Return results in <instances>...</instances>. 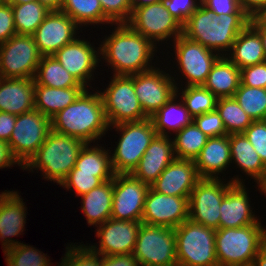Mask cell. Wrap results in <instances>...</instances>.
I'll return each instance as SVG.
<instances>
[{
    "label": "cell",
    "mask_w": 266,
    "mask_h": 266,
    "mask_svg": "<svg viewBox=\"0 0 266 266\" xmlns=\"http://www.w3.org/2000/svg\"><path fill=\"white\" fill-rule=\"evenodd\" d=\"M114 26L112 34L106 35L99 46L100 59L111 67L113 75L129 76L155 68L151 63L158 47L127 23Z\"/></svg>",
    "instance_id": "1"
},
{
    "label": "cell",
    "mask_w": 266,
    "mask_h": 266,
    "mask_svg": "<svg viewBox=\"0 0 266 266\" xmlns=\"http://www.w3.org/2000/svg\"><path fill=\"white\" fill-rule=\"evenodd\" d=\"M110 129L99 91L85 89L79 97L51 118V130L85 143L101 140Z\"/></svg>",
    "instance_id": "2"
},
{
    "label": "cell",
    "mask_w": 266,
    "mask_h": 266,
    "mask_svg": "<svg viewBox=\"0 0 266 266\" xmlns=\"http://www.w3.org/2000/svg\"><path fill=\"white\" fill-rule=\"evenodd\" d=\"M249 21L250 17L247 14L215 15L213 11L200 4L182 26V35L217 52L220 56H225Z\"/></svg>",
    "instance_id": "3"
},
{
    "label": "cell",
    "mask_w": 266,
    "mask_h": 266,
    "mask_svg": "<svg viewBox=\"0 0 266 266\" xmlns=\"http://www.w3.org/2000/svg\"><path fill=\"white\" fill-rule=\"evenodd\" d=\"M85 144L81 139L51 130L36 154L23 167V171L40 170L44 179L60 185L75 167Z\"/></svg>",
    "instance_id": "4"
},
{
    "label": "cell",
    "mask_w": 266,
    "mask_h": 266,
    "mask_svg": "<svg viewBox=\"0 0 266 266\" xmlns=\"http://www.w3.org/2000/svg\"><path fill=\"white\" fill-rule=\"evenodd\" d=\"M266 226L261 221L239 228H219L215 234L218 266L252 264L266 245Z\"/></svg>",
    "instance_id": "5"
},
{
    "label": "cell",
    "mask_w": 266,
    "mask_h": 266,
    "mask_svg": "<svg viewBox=\"0 0 266 266\" xmlns=\"http://www.w3.org/2000/svg\"><path fill=\"white\" fill-rule=\"evenodd\" d=\"M111 127L120 135L111 154L112 169L115 174H131L157 132L150 118L120 123L110 126V129Z\"/></svg>",
    "instance_id": "6"
},
{
    "label": "cell",
    "mask_w": 266,
    "mask_h": 266,
    "mask_svg": "<svg viewBox=\"0 0 266 266\" xmlns=\"http://www.w3.org/2000/svg\"><path fill=\"white\" fill-rule=\"evenodd\" d=\"M174 231L178 266H218L215 229L188 219Z\"/></svg>",
    "instance_id": "7"
},
{
    "label": "cell",
    "mask_w": 266,
    "mask_h": 266,
    "mask_svg": "<svg viewBox=\"0 0 266 266\" xmlns=\"http://www.w3.org/2000/svg\"><path fill=\"white\" fill-rule=\"evenodd\" d=\"M100 95L109 126L124 122H138L149 118L134 90L133 75H113Z\"/></svg>",
    "instance_id": "8"
},
{
    "label": "cell",
    "mask_w": 266,
    "mask_h": 266,
    "mask_svg": "<svg viewBox=\"0 0 266 266\" xmlns=\"http://www.w3.org/2000/svg\"><path fill=\"white\" fill-rule=\"evenodd\" d=\"M243 181L245 179L239 178V174L224 182L221 178H201L189 197L188 219L215 230L219 229V211L227 189L233 183H244Z\"/></svg>",
    "instance_id": "9"
},
{
    "label": "cell",
    "mask_w": 266,
    "mask_h": 266,
    "mask_svg": "<svg viewBox=\"0 0 266 266\" xmlns=\"http://www.w3.org/2000/svg\"><path fill=\"white\" fill-rule=\"evenodd\" d=\"M133 255L139 266H178L174 228L141 222Z\"/></svg>",
    "instance_id": "10"
},
{
    "label": "cell",
    "mask_w": 266,
    "mask_h": 266,
    "mask_svg": "<svg viewBox=\"0 0 266 266\" xmlns=\"http://www.w3.org/2000/svg\"><path fill=\"white\" fill-rule=\"evenodd\" d=\"M41 57L32 35L16 34L0 44V77L34 79Z\"/></svg>",
    "instance_id": "11"
},
{
    "label": "cell",
    "mask_w": 266,
    "mask_h": 266,
    "mask_svg": "<svg viewBox=\"0 0 266 266\" xmlns=\"http://www.w3.org/2000/svg\"><path fill=\"white\" fill-rule=\"evenodd\" d=\"M50 131L51 119L36 109L16 115L8 143L13 155L23 167L36 154Z\"/></svg>",
    "instance_id": "12"
},
{
    "label": "cell",
    "mask_w": 266,
    "mask_h": 266,
    "mask_svg": "<svg viewBox=\"0 0 266 266\" xmlns=\"http://www.w3.org/2000/svg\"><path fill=\"white\" fill-rule=\"evenodd\" d=\"M127 24L137 33L150 39L156 46L182 35V25L170 14L164 2L136 7Z\"/></svg>",
    "instance_id": "13"
},
{
    "label": "cell",
    "mask_w": 266,
    "mask_h": 266,
    "mask_svg": "<svg viewBox=\"0 0 266 266\" xmlns=\"http://www.w3.org/2000/svg\"><path fill=\"white\" fill-rule=\"evenodd\" d=\"M171 45L175 53L179 73L185 78V86H203L212 66L220 57L202 44L183 35L177 37ZM178 63V64H177Z\"/></svg>",
    "instance_id": "14"
},
{
    "label": "cell",
    "mask_w": 266,
    "mask_h": 266,
    "mask_svg": "<svg viewBox=\"0 0 266 266\" xmlns=\"http://www.w3.org/2000/svg\"><path fill=\"white\" fill-rule=\"evenodd\" d=\"M176 79L160 67L134 74L136 96L149 118L176 94Z\"/></svg>",
    "instance_id": "15"
},
{
    "label": "cell",
    "mask_w": 266,
    "mask_h": 266,
    "mask_svg": "<svg viewBox=\"0 0 266 266\" xmlns=\"http://www.w3.org/2000/svg\"><path fill=\"white\" fill-rule=\"evenodd\" d=\"M149 188L131 174H115L111 218L141 222Z\"/></svg>",
    "instance_id": "16"
},
{
    "label": "cell",
    "mask_w": 266,
    "mask_h": 266,
    "mask_svg": "<svg viewBox=\"0 0 266 266\" xmlns=\"http://www.w3.org/2000/svg\"><path fill=\"white\" fill-rule=\"evenodd\" d=\"M188 218L189 197L164 195L149 188L142 223L175 229Z\"/></svg>",
    "instance_id": "17"
},
{
    "label": "cell",
    "mask_w": 266,
    "mask_h": 266,
    "mask_svg": "<svg viewBox=\"0 0 266 266\" xmlns=\"http://www.w3.org/2000/svg\"><path fill=\"white\" fill-rule=\"evenodd\" d=\"M77 37L53 56L83 87L88 89L91 84L89 82L94 80V72L101 61L100 47L97 49L89 41Z\"/></svg>",
    "instance_id": "18"
},
{
    "label": "cell",
    "mask_w": 266,
    "mask_h": 266,
    "mask_svg": "<svg viewBox=\"0 0 266 266\" xmlns=\"http://www.w3.org/2000/svg\"><path fill=\"white\" fill-rule=\"evenodd\" d=\"M81 27L66 13L50 11L32 34L39 53L52 56L66 44L73 42Z\"/></svg>",
    "instance_id": "19"
},
{
    "label": "cell",
    "mask_w": 266,
    "mask_h": 266,
    "mask_svg": "<svg viewBox=\"0 0 266 266\" xmlns=\"http://www.w3.org/2000/svg\"><path fill=\"white\" fill-rule=\"evenodd\" d=\"M141 222L110 218L97 226L99 244L87 246L102 256L133 253ZM99 227V228H98Z\"/></svg>",
    "instance_id": "20"
},
{
    "label": "cell",
    "mask_w": 266,
    "mask_h": 266,
    "mask_svg": "<svg viewBox=\"0 0 266 266\" xmlns=\"http://www.w3.org/2000/svg\"><path fill=\"white\" fill-rule=\"evenodd\" d=\"M200 179L193 160L175 158L150 187L164 195L190 197Z\"/></svg>",
    "instance_id": "21"
},
{
    "label": "cell",
    "mask_w": 266,
    "mask_h": 266,
    "mask_svg": "<svg viewBox=\"0 0 266 266\" xmlns=\"http://www.w3.org/2000/svg\"><path fill=\"white\" fill-rule=\"evenodd\" d=\"M18 191L5 190L0 194V241L3 253L21 242L12 237L21 235L26 224L27 207Z\"/></svg>",
    "instance_id": "22"
},
{
    "label": "cell",
    "mask_w": 266,
    "mask_h": 266,
    "mask_svg": "<svg viewBox=\"0 0 266 266\" xmlns=\"http://www.w3.org/2000/svg\"><path fill=\"white\" fill-rule=\"evenodd\" d=\"M244 183H233L220 206L219 228H239L257 223L260 219L252 210Z\"/></svg>",
    "instance_id": "23"
},
{
    "label": "cell",
    "mask_w": 266,
    "mask_h": 266,
    "mask_svg": "<svg viewBox=\"0 0 266 266\" xmlns=\"http://www.w3.org/2000/svg\"><path fill=\"white\" fill-rule=\"evenodd\" d=\"M171 136L156 135L154 137L131 173L133 177L148 185L158 179L163 170L176 158Z\"/></svg>",
    "instance_id": "24"
},
{
    "label": "cell",
    "mask_w": 266,
    "mask_h": 266,
    "mask_svg": "<svg viewBox=\"0 0 266 266\" xmlns=\"http://www.w3.org/2000/svg\"><path fill=\"white\" fill-rule=\"evenodd\" d=\"M35 80L0 77V112L20 115L35 109Z\"/></svg>",
    "instance_id": "25"
},
{
    "label": "cell",
    "mask_w": 266,
    "mask_h": 266,
    "mask_svg": "<svg viewBox=\"0 0 266 266\" xmlns=\"http://www.w3.org/2000/svg\"><path fill=\"white\" fill-rule=\"evenodd\" d=\"M231 162L229 135L209 137L194 160L200 178L211 179L221 178L219 173L225 174Z\"/></svg>",
    "instance_id": "26"
},
{
    "label": "cell",
    "mask_w": 266,
    "mask_h": 266,
    "mask_svg": "<svg viewBox=\"0 0 266 266\" xmlns=\"http://www.w3.org/2000/svg\"><path fill=\"white\" fill-rule=\"evenodd\" d=\"M225 56L239 69L266 61L259 33L248 24L237 36Z\"/></svg>",
    "instance_id": "27"
},
{
    "label": "cell",
    "mask_w": 266,
    "mask_h": 266,
    "mask_svg": "<svg viewBox=\"0 0 266 266\" xmlns=\"http://www.w3.org/2000/svg\"><path fill=\"white\" fill-rule=\"evenodd\" d=\"M81 211L86 217L89 226L103 224L111 218L113 203V179L93 188L90 192L81 195Z\"/></svg>",
    "instance_id": "28"
},
{
    "label": "cell",
    "mask_w": 266,
    "mask_h": 266,
    "mask_svg": "<svg viewBox=\"0 0 266 266\" xmlns=\"http://www.w3.org/2000/svg\"><path fill=\"white\" fill-rule=\"evenodd\" d=\"M240 84V69L226 56H220L211 68L203 87L218 99L233 97Z\"/></svg>",
    "instance_id": "29"
},
{
    "label": "cell",
    "mask_w": 266,
    "mask_h": 266,
    "mask_svg": "<svg viewBox=\"0 0 266 266\" xmlns=\"http://www.w3.org/2000/svg\"><path fill=\"white\" fill-rule=\"evenodd\" d=\"M150 119L157 135L163 136H170L171 131L176 133L193 122V117L177 93L155 112Z\"/></svg>",
    "instance_id": "30"
},
{
    "label": "cell",
    "mask_w": 266,
    "mask_h": 266,
    "mask_svg": "<svg viewBox=\"0 0 266 266\" xmlns=\"http://www.w3.org/2000/svg\"><path fill=\"white\" fill-rule=\"evenodd\" d=\"M85 87L53 88L35 85V109L51 119L73 103Z\"/></svg>",
    "instance_id": "31"
},
{
    "label": "cell",
    "mask_w": 266,
    "mask_h": 266,
    "mask_svg": "<svg viewBox=\"0 0 266 266\" xmlns=\"http://www.w3.org/2000/svg\"><path fill=\"white\" fill-rule=\"evenodd\" d=\"M231 163L256 182L266 173V165L243 133L229 134Z\"/></svg>",
    "instance_id": "32"
},
{
    "label": "cell",
    "mask_w": 266,
    "mask_h": 266,
    "mask_svg": "<svg viewBox=\"0 0 266 266\" xmlns=\"http://www.w3.org/2000/svg\"><path fill=\"white\" fill-rule=\"evenodd\" d=\"M96 145L89 143L84 145L73 169H79V172L96 173V177L103 182L112 180L115 173L111 164V151L99 146L98 143Z\"/></svg>",
    "instance_id": "33"
},
{
    "label": "cell",
    "mask_w": 266,
    "mask_h": 266,
    "mask_svg": "<svg viewBox=\"0 0 266 266\" xmlns=\"http://www.w3.org/2000/svg\"><path fill=\"white\" fill-rule=\"evenodd\" d=\"M70 16L80 27L114 23L103 13L100 0H64L60 10Z\"/></svg>",
    "instance_id": "34"
},
{
    "label": "cell",
    "mask_w": 266,
    "mask_h": 266,
    "mask_svg": "<svg viewBox=\"0 0 266 266\" xmlns=\"http://www.w3.org/2000/svg\"><path fill=\"white\" fill-rule=\"evenodd\" d=\"M34 80L35 85L53 88L83 87L53 55L41 57Z\"/></svg>",
    "instance_id": "35"
},
{
    "label": "cell",
    "mask_w": 266,
    "mask_h": 266,
    "mask_svg": "<svg viewBox=\"0 0 266 266\" xmlns=\"http://www.w3.org/2000/svg\"><path fill=\"white\" fill-rule=\"evenodd\" d=\"M194 122L185 126L173 136L174 155L176 158L195 160L208 140Z\"/></svg>",
    "instance_id": "36"
},
{
    "label": "cell",
    "mask_w": 266,
    "mask_h": 266,
    "mask_svg": "<svg viewBox=\"0 0 266 266\" xmlns=\"http://www.w3.org/2000/svg\"><path fill=\"white\" fill-rule=\"evenodd\" d=\"M17 34L32 35L50 10L38 1L11 4Z\"/></svg>",
    "instance_id": "37"
},
{
    "label": "cell",
    "mask_w": 266,
    "mask_h": 266,
    "mask_svg": "<svg viewBox=\"0 0 266 266\" xmlns=\"http://www.w3.org/2000/svg\"><path fill=\"white\" fill-rule=\"evenodd\" d=\"M216 110L222 118L227 134L243 133L253 119L247 115L234 97L219 98Z\"/></svg>",
    "instance_id": "38"
},
{
    "label": "cell",
    "mask_w": 266,
    "mask_h": 266,
    "mask_svg": "<svg viewBox=\"0 0 266 266\" xmlns=\"http://www.w3.org/2000/svg\"><path fill=\"white\" fill-rule=\"evenodd\" d=\"M176 93L181 94L180 98L193 118L216 110L218 98L203 86L177 87Z\"/></svg>",
    "instance_id": "39"
},
{
    "label": "cell",
    "mask_w": 266,
    "mask_h": 266,
    "mask_svg": "<svg viewBox=\"0 0 266 266\" xmlns=\"http://www.w3.org/2000/svg\"><path fill=\"white\" fill-rule=\"evenodd\" d=\"M233 97L253 121L266 120V88L248 87L240 82Z\"/></svg>",
    "instance_id": "40"
},
{
    "label": "cell",
    "mask_w": 266,
    "mask_h": 266,
    "mask_svg": "<svg viewBox=\"0 0 266 266\" xmlns=\"http://www.w3.org/2000/svg\"><path fill=\"white\" fill-rule=\"evenodd\" d=\"M35 247L28 244L20 243L19 245L9 248L4 252L17 266H50V257ZM48 257V258H47Z\"/></svg>",
    "instance_id": "41"
},
{
    "label": "cell",
    "mask_w": 266,
    "mask_h": 266,
    "mask_svg": "<svg viewBox=\"0 0 266 266\" xmlns=\"http://www.w3.org/2000/svg\"><path fill=\"white\" fill-rule=\"evenodd\" d=\"M70 246V247H69ZM57 266H101V255L85 244L66 246V253Z\"/></svg>",
    "instance_id": "42"
},
{
    "label": "cell",
    "mask_w": 266,
    "mask_h": 266,
    "mask_svg": "<svg viewBox=\"0 0 266 266\" xmlns=\"http://www.w3.org/2000/svg\"><path fill=\"white\" fill-rule=\"evenodd\" d=\"M102 183L103 181L96 177V173L79 172V169H72L61 182L60 187L72 190L76 196H81Z\"/></svg>",
    "instance_id": "43"
},
{
    "label": "cell",
    "mask_w": 266,
    "mask_h": 266,
    "mask_svg": "<svg viewBox=\"0 0 266 266\" xmlns=\"http://www.w3.org/2000/svg\"><path fill=\"white\" fill-rule=\"evenodd\" d=\"M103 13L114 23H127L133 8L130 0H100Z\"/></svg>",
    "instance_id": "44"
},
{
    "label": "cell",
    "mask_w": 266,
    "mask_h": 266,
    "mask_svg": "<svg viewBox=\"0 0 266 266\" xmlns=\"http://www.w3.org/2000/svg\"><path fill=\"white\" fill-rule=\"evenodd\" d=\"M193 122L208 137L228 135L217 110L195 116Z\"/></svg>",
    "instance_id": "45"
},
{
    "label": "cell",
    "mask_w": 266,
    "mask_h": 266,
    "mask_svg": "<svg viewBox=\"0 0 266 266\" xmlns=\"http://www.w3.org/2000/svg\"><path fill=\"white\" fill-rule=\"evenodd\" d=\"M243 134L266 165V120L253 121Z\"/></svg>",
    "instance_id": "46"
},
{
    "label": "cell",
    "mask_w": 266,
    "mask_h": 266,
    "mask_svg": "<svg viewBox=\"0 0 266 266\" xmlns=\"http://www.w3.org/2000/svg\"><path fill=\"white\" fill-rule=\"evenodd\" d=\"M170 14L183 26L199 8L201 0H163Z\"/></svg>",
    "instance_id": "47"
},
{
    "label": "cell",
    "mask_w": 266,
    "mask_h": 266,
    "mask_svg": "<svg viewBox=\"0 0 266 266\" xmlns=\"http://www.w3.org/2000/svg\"><path fill=\"white\" fill-rule=\"evenodd\" d=\"M240 82L248 87L266 88V61L240 69Z\"/></svg>",
    "instance_id": "48"
},
{
    "label": "cell",
    "mask_w": 266,
    "mask_h": 266,
    "mask_svg": "<svg viewBox=\"0 0 266 266\" xmlns=\"http://www.w3.org/2000/svg\"><path fill=\"white\" fill-rule=\"evenodd\" d=\"M16 34L11 4L0 3V44Z\"/></svg>",
    "instance_id": "49"
},
{
    "label": "cell",
    "mask_w": 266,
    "mask_h": 266,
    "mask_svg": "<svg viewBox=\"0 0 266 266\" xmlns=\"http://www.w3.org/2000/svg\"><path fill=\"white\" fill-rule=\"evenodd\" d=\"M201 4L213 11L215 15L246 14L240 8L238 0H201Z\"/></svg>",
    "instance_id": "50"
},
{
    "label": "cell",
    "mask_w": 266,
    "mask_h": 266,
    "mask_svg": "<svg viewBox=\"0 0 266 266\" xmlns=\"http://www.w3.org/2000/svg\"><path fill=\"white\" fill-rule=\"evenodd\" d=\"M101 266H139V263L133 253L110 256L101 255Z\"/></svg>",
    "instance_id": "51"
},
{
    "label": "cell",
    "mask_w": 266,
    "mask_h": 266,
    "mask_svg": "<svg viewBox=\"0 0 266 266\" xmlns=\"http://www.w3.org/2000/svg\"><path fill=\"white\" fill-rule=\"evenodd\" d=\"M15 122L16 115L0 112V140L9 141Z\"/></svg>",
    "instance_id": "52"
},
{
    "label": "cell",
    "mask_w": 266,
    "mask_h": 266,
    "mask_svg": "<svg viewBox=\"0 0 266 266\" xmlns=\"http://www.w3.org/2000/svg\"><path fill=\"white\" fill-rule=\"evenodd\" d=\"M15 164L20 166L23 170V166L13 155L9 143L7 141L0 140V169L12 167Z\"/></svg>",
    "instance_id": "53"
},
{
    "label": "cell",
    "mask_w": 266,
    "mask_h": 266,
    "mask_svg": "<svg viewBox=\"0 0 266 266\" xmlns=\"http://www.w3.org/2000/svg\"><path fill=\"white\" fill-rule=\"evenodd\" d=\"M240 8L251 18L266 6V0H238Z\"/></svg>",
    "instance_id": "54"
},
{
    "label": "cell",
    "mask_w": 266,
    "mask_h": 266,
    "mask_svg": "<svg viewBox=\"0 0 266 266\" xmlns=\"http://www.w3.org/2000/svg\"><path fill=\"white\" fill-rule=\"evenodd\" d=\"M249 24L259 33L266 55V27L261 26L253 17L250 18Z\"/></svg>",
    "instance_id": "55"
},
{
    "label": "cell",
    "mask_w": 266,
    "mask_h": 266,
    "mask_svg": "<svg viewBox=\"0 0 266 266\" xmlns=\"http://www.w3.org/2000/svg\"><path fill=\"white\" fill-rule=\"evenodd\" d=\"M42 5L46 6L50 11H60L64 0H37Z\"/></svg>",
    "instance_id": "56"
},
{
    "label": "cell",
    "mask_w": 266,
    "mask_h": 266,
    "mask_svg": "<svg viewBox=\"0 0 266 266\" xmlns=\"http://www.w3.org/2000/svg\"><path fill=\"white\" fill-rule=\"evenodd\" d=\"M252 266H266V245L259 251L252 262Z\"/></svg>",
    "instance_id": "57"
},
{
    "label": "cell",
    "mask_w": 266,
    "mask_h": 266,
    "mask_svg": "<svg viewBox=\"0 0 266 266\" xmlns=\"http://www.w3.org/2000/svg\"><path fill=\"white\" fill-rule=\"evenodd\" d=\"M163 0H130L133 10L136 7L149 5L152 3L162 2Z\"/></svg>",
    "instance_id": "58"
},
{
    "label": "cell",
    "mask_w": 266,
    "mask_h": 266,
    "mask_svg": "<svg viewBox=\"0 0 266 266\" xmlns=\"http://www.w3.org/2000/svg\"><path fill=\"white\" fill-rule=\"evenodd\" d=\"M261 26L266 27V6L253 17Z\"/></svg>",
    "instance_id": "59"
},
{
    "label": "cell",
    "mask_w": 266,
    "mask_h": 266,
    "mask_svg": "<svg viewBox=\"0 0 266 266\" xmlns=\"http://www.w3.org/2000/svg\"><path fill=\"white\" fill-rule=\"evenodd\" d=\"M255 184H258L257 187L259 192H261L262 195L264 194L266 197V173L259 178Z\"/></svg>",
    "instance_id": "60"
},
{
    "label": "cell",
    "mask_w": 266,
    "mask_h": 266,
    "mask_svg": "<svg viewBox=\"0 0 266 266\" xmlns=\"http://www.w3.org/2000/svg\"><path fill=\"white\" fill-rule=\"evenodd\" d=\"M0 3H4V4H17V0H0Z\"/></svg>",
    "instance_id": "61"
},
{
    "label": "cell",
    "mask_w": 266,
    "mask_h": 266,
    "mask_svg": "<svg viewBox=\"0 0 266 266\" xmlns=\"http://www.w3.org/2000/svg\"><path fill=\"white\" fill-rule=\"evenodd\" d=\"M4 256H5V262H6L7 266H17L6 255H4Z\"/></svg>",
    "instance_id": "62"
},
{
    "label": "cell",
    "mask_w": 266,
    "mask_h": 266,
    "mask_svg": "<svg viewBox=\"0 0 266 266\" xmlns=\"http://www.w3.org/2000/svg\"><path fill=\"white\" fill-rule=\"evenodd\" d=\"M33 1H37V0H17V4H25V3L33 2Z\"/></svg>",
    "instance_id": "63"
},
{
    "label": "cell",
    "mask_w": 266,
    "mask_h": 266,
    "mask_svg": "<svg viewBox=\"0 0 266 266\" xmlns=\"http://www.w3.org/2000/svg\"><path fill=\"white\" fill-rule=\"evenodd\" d=\"M239 266H252V264H249V265H239Z\"/></svg>",
    "instance_id": "64"
}]
</instances>
